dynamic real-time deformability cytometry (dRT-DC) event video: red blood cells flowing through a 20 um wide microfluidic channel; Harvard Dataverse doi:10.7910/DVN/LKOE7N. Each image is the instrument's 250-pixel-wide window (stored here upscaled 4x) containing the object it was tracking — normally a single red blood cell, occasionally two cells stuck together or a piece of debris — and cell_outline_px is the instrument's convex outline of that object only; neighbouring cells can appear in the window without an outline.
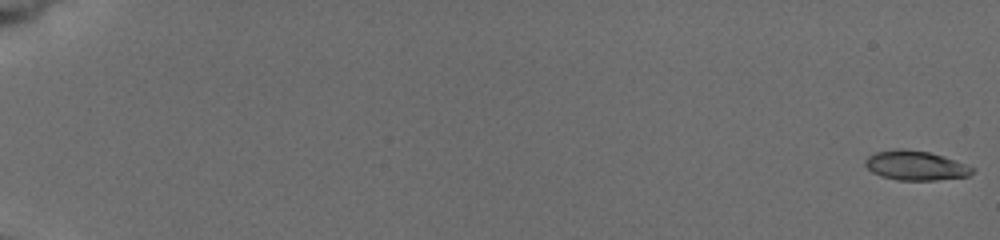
{"species": "common noctule bat (a hibernating species)", "species_latin": "Nyctalus noctula", "temperature_condition": "cold", "stored_images_in_passage": 9, "camera_frame_rate_fps": 3000, "um_per_image_px": 0.085, "animal": {"sex": "female", "body_mass_g": 19.5, "forearm_length_mm": 54.1}, "frame": {"image": 1, "passage_image": 1, "time_ms": 0.0, "image_size_px": [1000, 240], "cell_outline_px": [[976, 168], [968, 176], [936, 180], [896, 180], [880, 176], [872, 172], [864, 164], [864, 160], [868, 156], [876, 152], [892, 148], [904, 148], [928, 152], [944, 156], [956, 160]], "centroid_in_image_um": [77.8, 14.06], "position_along_channel_um": 7.2, "area_um2": 18.61}}
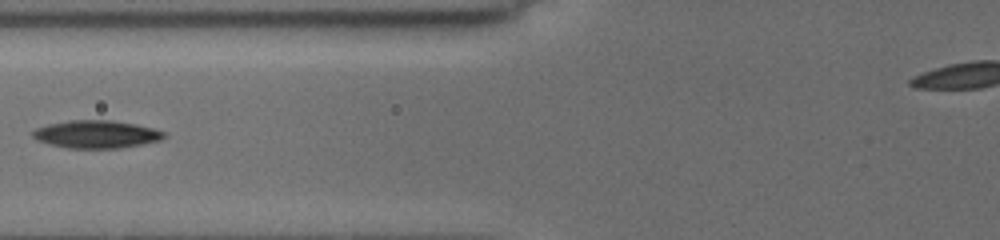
{"frame": {"image": 2, "passage_image": 8, "time_ms": 8.333, "image_size_px": [1000, 240], "cell_outline_px": [[164, 136], [160, 140], [144, 144], [120, 148], [68, 148], [48, 144], [36, 140], [32, 136], [32, 132], [36, 128], [48, 124], [68, 120], [112, 120], [136, 124], [152, 128], [164, 132]], "centroid_in_image_um": [8.15, 11.41], "position_along_channel_um": 117.6, "area_um2": 21.27}}
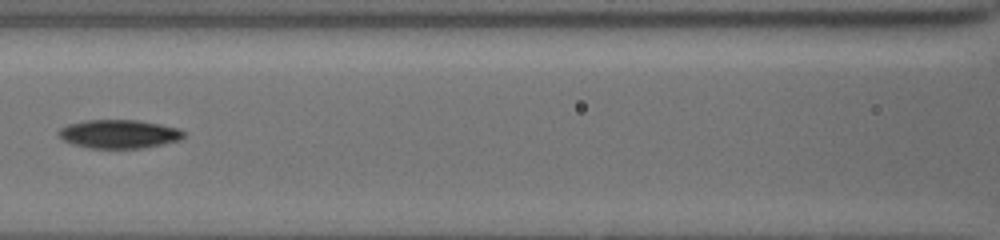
{"frame": {"image": 3, "passage_image": 9, "time_ms": 9.333, "image_size_px": [1000, 240], "cell_outline_px": [[184, 136], [180, 140], [164, 144], [144, 148], [88, 148], [72, 144], [56, 136], [56, 132], [60, 128], [68, 124], [88, 120], [140, 120], [180, 128], [184, 132]], "centroid_in_image_um": [10.1, 11.39], "position_along_channel_um": 156.5, "area_um2": 21.1}}